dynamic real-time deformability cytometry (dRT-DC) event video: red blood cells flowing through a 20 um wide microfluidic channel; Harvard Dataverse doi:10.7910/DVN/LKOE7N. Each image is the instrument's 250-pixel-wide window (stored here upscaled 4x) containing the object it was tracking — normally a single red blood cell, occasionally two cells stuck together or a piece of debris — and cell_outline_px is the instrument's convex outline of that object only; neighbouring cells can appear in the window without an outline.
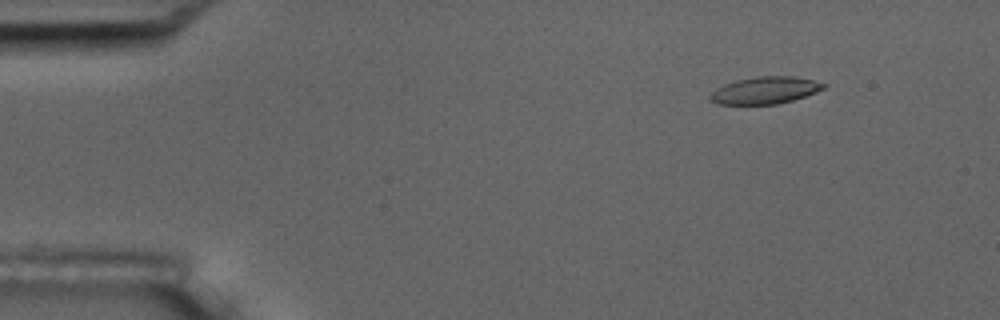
{"species": "common noctule bat (a hibernating species)", "species_latin": "Nyctalus noctula", "temperature_condition": "room temperature", "stored_images_in_passage": 6, "camera_frame_rate_fps": 3000, "um_per_image_px": 0.085, "animal": {"sex": "male", "body_mass_g": 17.5, "forearm_length_mm": 52.3}, "frame": {"image": 1, "passage_image": 2, "time_ms": 1.333, "image_size_px": [1000, 320], "cell_outline_px": [[828, 84], [824, 88], [816, 92], [792, 100], [776, 104], [716, 104], [708, 96], [716, 88], [724, 84], [736, 80], [756, 76], [796, 76]], "centroid_in_image_um": [65.02, 7.67], "position_along_channel_um": 20.0, "area_um2": 17.86}}